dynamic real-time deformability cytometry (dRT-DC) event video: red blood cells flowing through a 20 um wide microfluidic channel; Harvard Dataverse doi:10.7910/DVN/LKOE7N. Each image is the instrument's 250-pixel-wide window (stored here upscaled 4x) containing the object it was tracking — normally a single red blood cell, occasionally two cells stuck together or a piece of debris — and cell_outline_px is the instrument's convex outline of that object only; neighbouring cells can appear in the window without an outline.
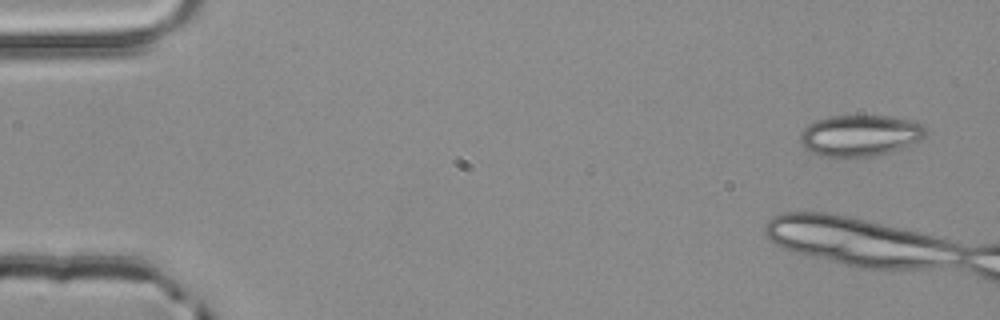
{"species": "common noctule bat (a hibernating species)", "species_latin": "Nyctalus noctula", "temperature_condition": "room temperature", "stored_images_in_passage": 5, "camera_frame_rate_fps": 3000, "um_per_image_px": 0.085, "animal": {"sex": "male", "body_mass_g": 20.4}, "frame": {"image": 1, "passage_image": 1, "time_ms": 0.0, "image_size_px": [1000, 320], "cell_outline_px": [[928, 136], [904, 148], [872, 156], [820, 156], [804, 148], [800, 140], [800, 132], [808, 124], [816, 120], [828, 116], [892, 116], [924, 124], [928, 132]], "centroid_in_image_um": [73.13, 11.5], "position_along_channel_um": 11.9, "area_um2": 30.35}}